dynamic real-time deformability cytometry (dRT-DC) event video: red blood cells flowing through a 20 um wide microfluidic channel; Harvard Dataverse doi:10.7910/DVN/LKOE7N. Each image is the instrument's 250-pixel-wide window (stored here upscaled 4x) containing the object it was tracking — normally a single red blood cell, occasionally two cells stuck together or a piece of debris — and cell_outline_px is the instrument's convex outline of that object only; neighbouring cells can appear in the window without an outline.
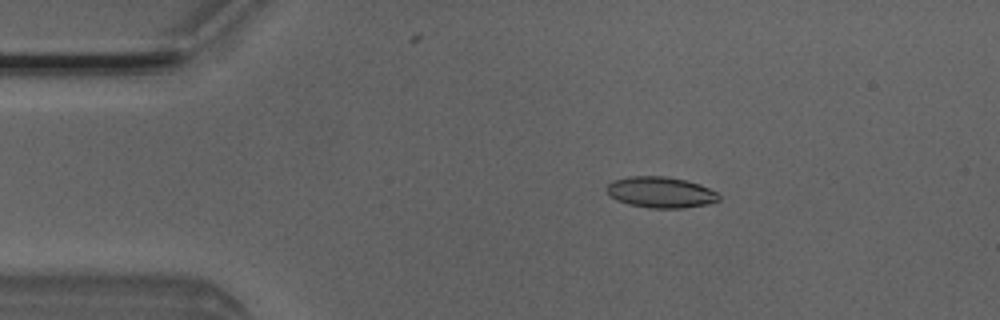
{"species": "Egyptian fruit bat (a non-hibernating species)", "species_latin": "Rousettus aegyptiacus", "temperature_condition": "room temperature", "stored_images_in_passage": 3, "camera_frame_rate_fps": 3000, "um_per_image_px": 0.085, "animal": {"sex": "male"}, "frame": {"image": 1, "passage_image": 1, "time_ms": 0.0, "image_size_px": [1000, 320], "cell_outline_px": [[720, 200], [708, 204], [684, 208], [648, 208], [628, 204], [616, 200], [608, 192], [608, 184], [616, 180], [628, 176], [664, 176], [684, 180], [700, 184], [716, 192], [720, 196]], "centroid_in_image_um": [56.19, 16.35], "position_along_channel_um": 28.8, "area_um2": 20.11}}